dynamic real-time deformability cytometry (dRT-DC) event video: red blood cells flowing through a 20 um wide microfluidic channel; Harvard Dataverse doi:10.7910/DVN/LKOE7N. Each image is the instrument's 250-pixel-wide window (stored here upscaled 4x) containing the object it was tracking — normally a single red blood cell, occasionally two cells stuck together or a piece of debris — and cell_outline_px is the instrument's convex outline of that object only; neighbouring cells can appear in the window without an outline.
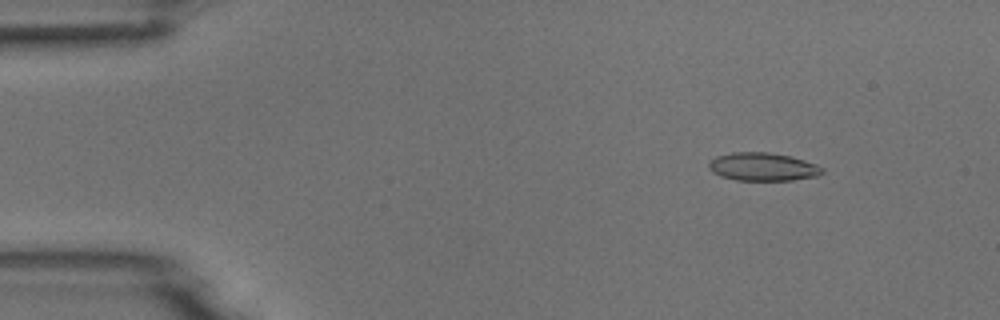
{"species": "common noctule bat (a hibernating species)", "species_latin": "Nyctalus noctula", "temperature_condition": "room temperature", "stored_images_in_passage": 50, "camera_frame_rate_fps": 3000, "um_per_image_px": 0.085, "animal": {"sex": "male", "body_mass_g": 18.8}, "frame": {"image": 1, "passage_image": 5, "time_ms": 1.333, "image_size_px": [1000, 320], "cell_outline_px": [[824, 172], [816, 176], [792, 180], [736, 180], [720, 176], [712, 172], [708, 168], [708, 160], [716, 156], [732, 152], [768, 152], [792, 156], [816, 164], [824, 168]], "centroid_in_image_um": [64.81, 14.17], "position_along_channel_um": 20.2, "area_um2": 18.79}}
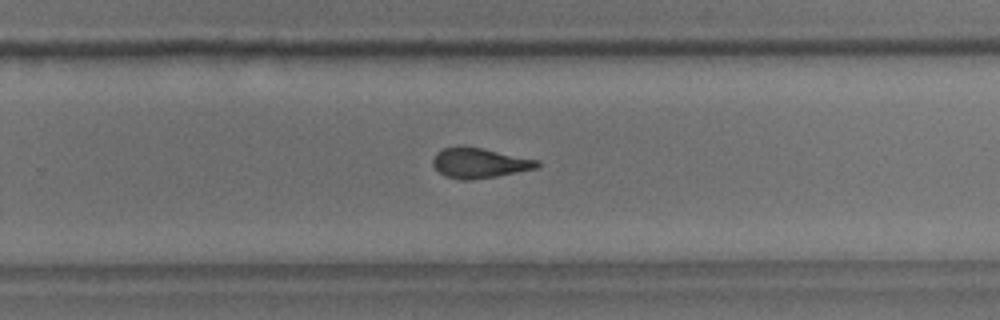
{"frame": {"image": 2, "passage_image": 32, "time_ms": 10.333, "image_size_px": [1000, 320], "cell_outline_px": [[540, 164], [536, 168], [496, 176], [472, 180], [460, 180], [444, 176], [432, 164], [432, 160], [436, 152], [444, 148], [460, 144], [540, 160]], "centroid_in_image_um": [40.7, 13.84], "position_along_channel_um": 289.1, "area_um2": 18.38}}
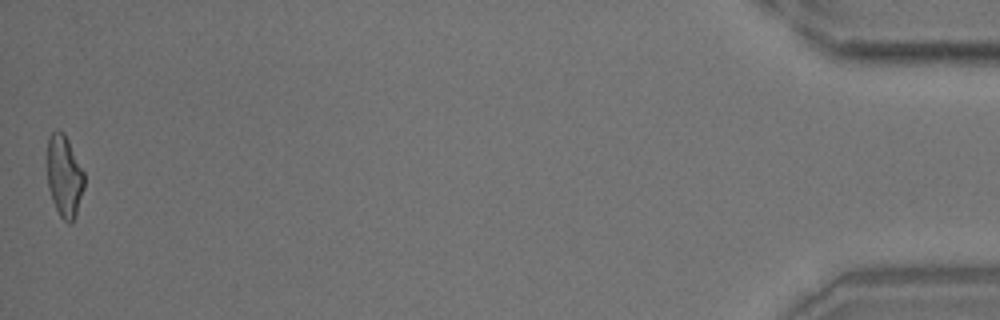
{"frame": {"image": 3, "passage_image": 50, "time_ms": 16.333, "image_size_px": [1000, 320], "cell_outline_px": [[84, 188], [76, 216], [72, 224], [68, 224], [60, 216], [52, 200], [48, 188], [48, 136], [56, 128], [64, 132], [84, 172]], "centroid_in_image_um": [5.47, 14.99], "position_along_channel_um": 429.7, "area_um2": 17.74}}